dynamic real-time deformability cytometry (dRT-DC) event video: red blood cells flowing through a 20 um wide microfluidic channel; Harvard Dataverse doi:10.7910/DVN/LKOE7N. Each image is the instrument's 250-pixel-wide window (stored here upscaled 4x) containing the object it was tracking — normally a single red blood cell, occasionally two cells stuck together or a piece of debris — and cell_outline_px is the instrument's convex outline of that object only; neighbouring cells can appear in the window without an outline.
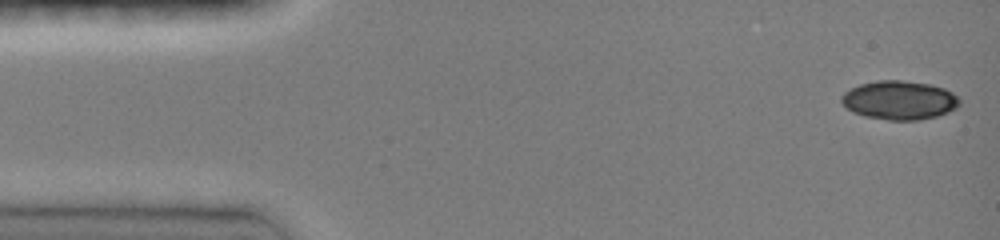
{"species": "common noctule bat (a hibernating species)", "species_latin": "Nyctalus noctula", "temperature_condition": "room temperature", "stored_images_in_passage": 46, "camera_frame_rate_fps": 3000, "um_per_image_px": 0.085, "animal": {"sex": "female", "body_mass_g": 19.0, "forearm_length_mm": 51.5}, "frame": {"image": 1, "passage_image": 1, "time_ms": 0.0, "image_size_px": [1000, 240], "cell_outline_px": [[960, 104], [956, 108], [948, 112], [936, 116], [920, 120], [888, 120], [864, 116], [852, 112], [840, 100], [840, 96], [844, 92], [860, 84], [876, 80], [900, 80], [928, 84], [944, 88], [952, 92], [960, 100]], "centroid_in_image_um": [76.43, 8.52], "position_along_channel_um": 8.6, "area_um2": 26.7}}
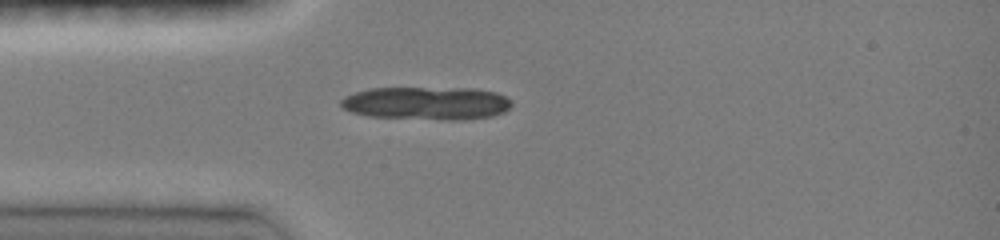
{"frame": {"image": 2, "passage_image": 12, "time_ms": 3.667, "image_size_px": [1000, 240], "cell_outline_px": [[512, 104], [504, 112], [492, 116], [460, 120], [444, 120], [368, 116], [352, 112], [344, 108], [340, 104], [340, 100], [344, 96], [368, 88], [476, 88], [496, 92], [512, 100]], "centroid_in_image_um": [36.27, 8.77], "position_along_channel_um": 48.7, "area_um2": 33.12}}